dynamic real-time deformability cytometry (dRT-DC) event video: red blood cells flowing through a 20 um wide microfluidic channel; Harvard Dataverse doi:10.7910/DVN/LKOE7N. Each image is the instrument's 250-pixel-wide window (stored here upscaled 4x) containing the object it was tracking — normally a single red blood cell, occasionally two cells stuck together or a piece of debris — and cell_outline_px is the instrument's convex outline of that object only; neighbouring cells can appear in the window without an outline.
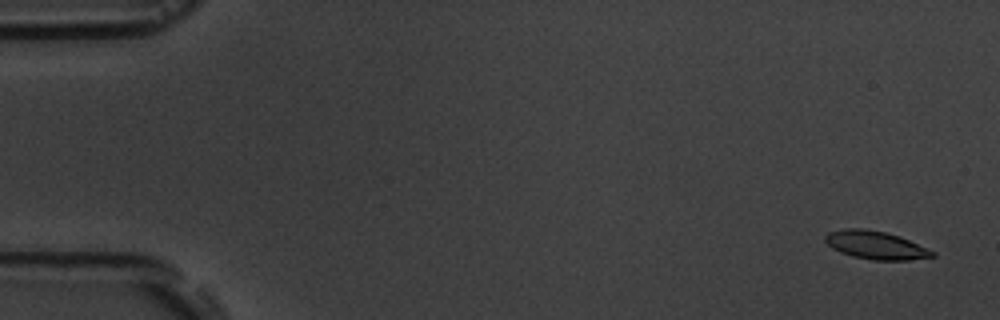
{"species": "common noctule bat (a hibernating species)", "species_latin": "Nyctalus noctula", "temperature_condition": "room temperature", "stored_images_in_passage": 6, "camera_frame_rate_fps": 3000, "um_per_image_px": 0.085, "animal": {"sex": "male", "body_mass_g": 19.5, "forearm_length_mm": 54.6}, "frame": {"image": 1, "passage_image": 1, "time_ms": 0.0, "image_size_px": [1000, 320], "cell_outline_px": [[936, 256], [908, 260], [872, 260], [852, 256], [840, 252], [832, 248], [824, 240], [824, 236], [828, 232], [844, 228], [864, 228], [884, 232], [900, 236], [936, 252]], "centroid_in_image_um": [74.42, 20.83], "position_along_channel_um": 10.6, "area_um2": 17.63}}